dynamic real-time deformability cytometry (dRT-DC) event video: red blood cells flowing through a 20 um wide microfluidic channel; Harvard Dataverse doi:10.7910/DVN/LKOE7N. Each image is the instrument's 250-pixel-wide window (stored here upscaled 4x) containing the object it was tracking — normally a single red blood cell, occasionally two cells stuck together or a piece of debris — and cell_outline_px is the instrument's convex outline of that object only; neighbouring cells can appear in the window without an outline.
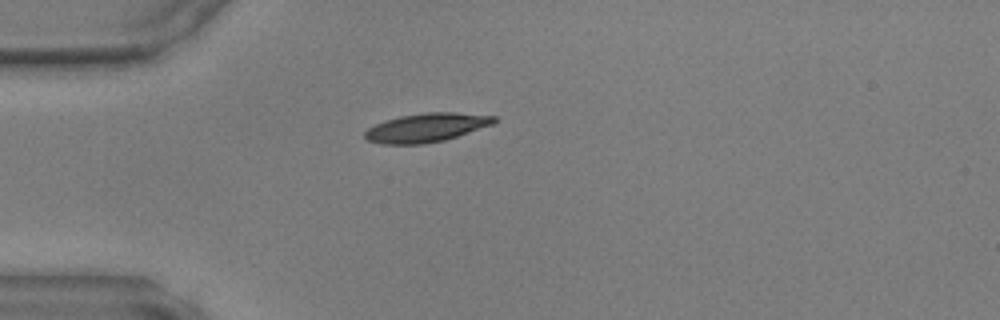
{"species": "common noctule bat (a hibernating species)", "species_latin": "Nyctalus noctula", "temperature_condition": "warm", "stored_images_in_passage": 36, "camera_frame_rate_fps": 3000, "um_per_image_px": 0.085, "animal": {"sex": "male", "body_mass_g": 17.9, "forearm_length_mm": 54.2}, "frame": {"image": 1, "passage_image": 1, "time_ms": 0.0, "image_size_px": [1000, 320], "cell_outline_px": [[496, 120], [492, 124], [444, 140], [424, 144], [380, 144], [368, 140], [364, 136], [364, 132], [368, 128], [376, 124], [400, 116], [424, 112], [456, 112], [496, 116]], "centroid_in_image_um": [36.22, 10.84], "position_along_channel_um": 48.8, "area_um2": 21.44}}
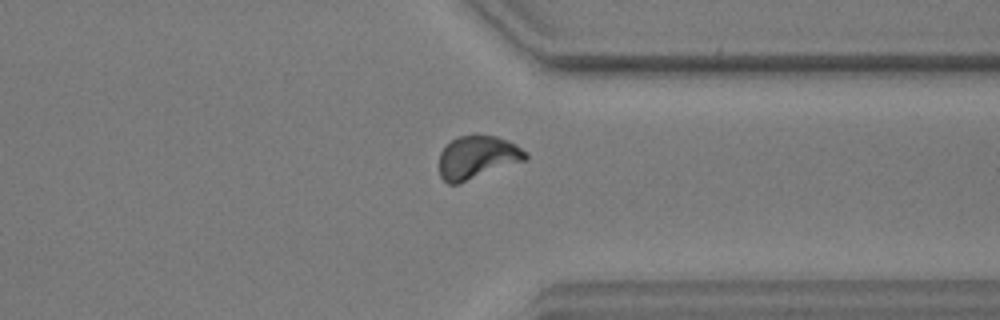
{"frame": {"image": 2, "passage_image": 25, "time_ms": 8.0, "image_size_px": [1000, 320], "cell_outline_px": [[528, 160], [460, 184], [448, 184], [440, 176], [440, 152], [456, 136], [496, 136], [516, 144], [528, 152]], "centroid_in_image_um": [40.61, 13.4], "position_along_channel_um": 370.8, "area_um2": 21.85}}
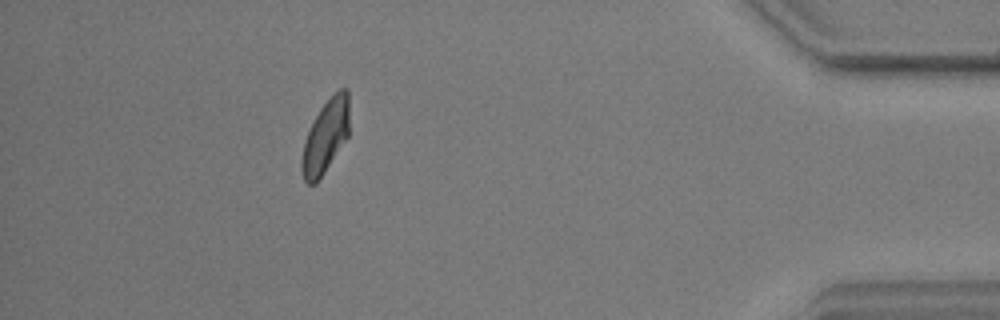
{"frame": {"image": 3, "passage_image": 31, "time_ms": 10.0, "image_size_px": [1000, 320], "cell_outline_px": [[348, 136], [316, 184], [308, 184], [304, 180], [300, 168], [300, 164], [304, 140], [320, 108], [340, 88], [348, 88]], "centroid_in_image_um": [27.65, 11.63], "position_along_channel_um": 407.6, "area_um2": 19.94}}